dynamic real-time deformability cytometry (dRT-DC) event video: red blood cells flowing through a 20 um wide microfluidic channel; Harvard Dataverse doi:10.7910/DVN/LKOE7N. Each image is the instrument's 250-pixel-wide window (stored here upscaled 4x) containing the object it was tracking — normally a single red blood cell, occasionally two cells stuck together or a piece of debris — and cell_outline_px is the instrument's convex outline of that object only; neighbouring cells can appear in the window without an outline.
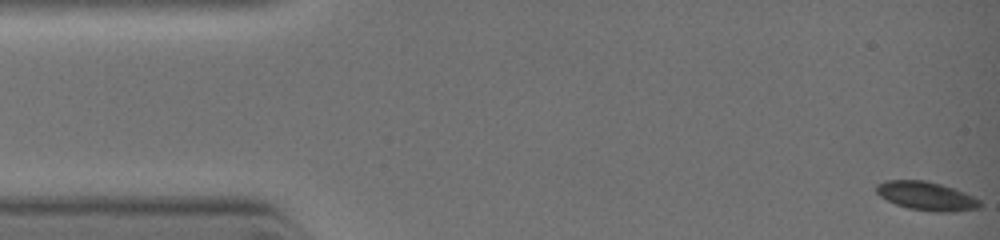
{"species": "common noctule bat (a hibernating species)", "species_latin": "Nyctalus noctula", "temperature_condition": "warm", "stored_images_in_passage": 34, "camera_frame_rate_fps": 3000, "um_per_image_px": 0.085, "animal": {"sex": "female", "body_mass_g": 19.0, "forearm_length_mm": 51.5}, "frame": {"image": 1, "passage_image": 1, "time_ms": 0.0, "image_size_px": [1000, 240], "cell_outline_px": [[980, 208], [952, 212], [936, 212], [908, 208], [896, 204], [880, 196], [876, 192], [876, 184], [884, 180], [924, 180], [940, 184], [964, 192], [980, 200]], "centroid_in_image_um": [78.73, 16.66], "position_along_channel_um": 6.3, "area_um2": 17.22}}
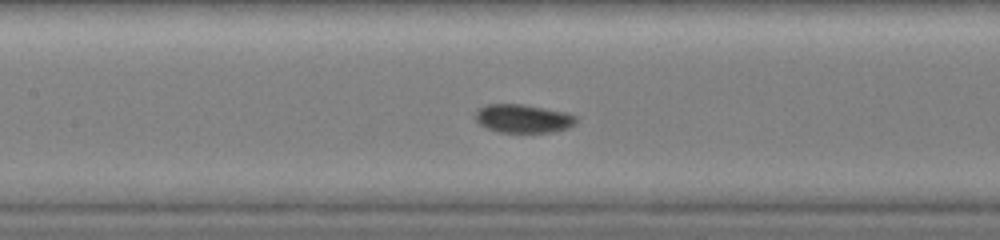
{"frame": {"image": 2, "passage_image": 21, "time_ms": 5.0, "image_size_px": [1000, 240], "cell_outline_px": [[576, 120], [568, 128], [552, 132], [500, 132], [488, 128], [480, 124], [476, 120], [476, 108], [484, 104], [520, 104], [564, 112], [576, 116]], "centroid_in_image_um": [44.41, 10.07], "position_along_channel_um": 163.0, "area_um2": 16.47}}
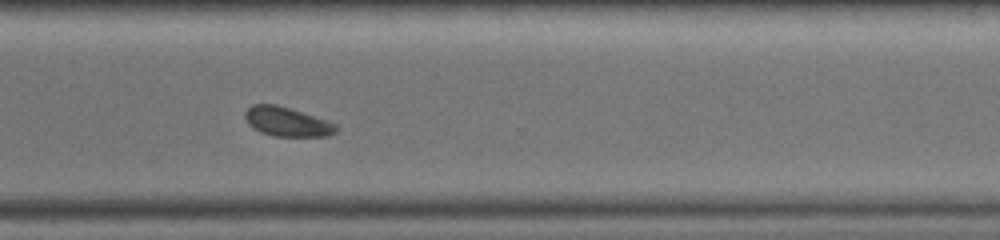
{"frame": {"image": 3, "passage_image": 33, "time_ms": 8.333, "image_size_px": [1000, 240], "cell_outline_px": [[336, 132], [328, 136], [272, 136], [260, 132], [252, 128], [248, 124], [244, 116], [244, 112], [252, 104], [276, 104], [336, 124]], "centroid_in_image_um": [24.32, 10.36], "position_along_channel_um": 346.3, "area_um2": 15.32}}